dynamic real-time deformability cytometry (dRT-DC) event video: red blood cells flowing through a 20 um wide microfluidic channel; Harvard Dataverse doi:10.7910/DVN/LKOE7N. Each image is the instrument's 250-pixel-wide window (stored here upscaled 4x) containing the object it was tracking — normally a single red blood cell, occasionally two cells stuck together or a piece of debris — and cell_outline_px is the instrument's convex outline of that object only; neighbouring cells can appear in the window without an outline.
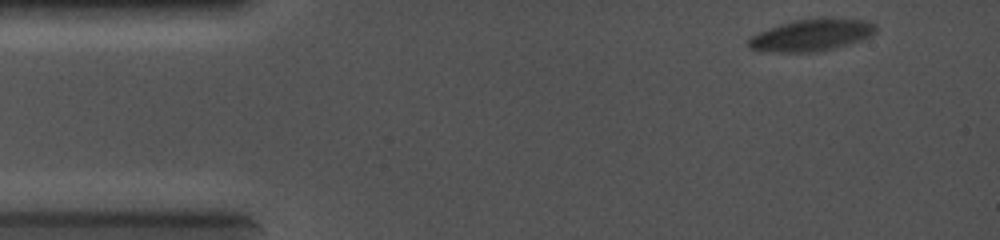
{"species": "common noctule bat (a hibernating species)", "species_latin": "Nyctalus noctula", "temperature_condition": "cold", "stored_images_in_passage": 35, "camera_frame_rate_fps": 5000, "um_per_image_px": 0.085, "animal": {"sex": "female", "body_mass_g": 19.0, "forearm_length_mm": 56.7}, "frame": {"image": 1, "passage_image": 1, "time_ms": 0.0, "image_size_px": [1000, 240], "cell_outline_px": [[876, 32], [860, 40], [848, 44], [820, 52], [760, 52], [748, 48], [748, 40], [752, 36], [760, 32], [780, 24], [796, 20], [824, 16], [832, 16], [864, 20], [876, 24]], "centroid_in_image_um": [68.99, 2.97], "position_along_channel_um": 16.0, "area_um2": 24.1}}
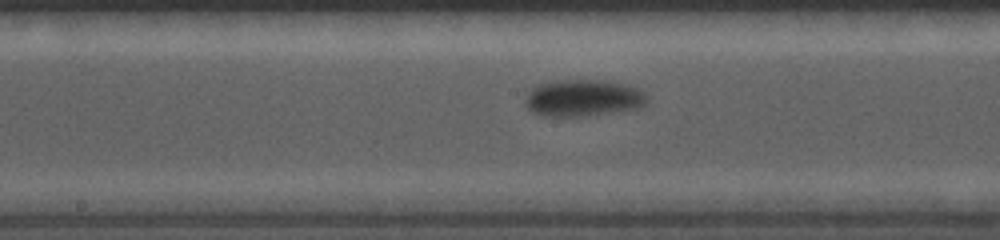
{"frame": {"image": 2, "passage_image": 17, "time_ms": 6.0, "image_size_px": [1000, 240], "cell_outline_px": [[648, 100], [640, 108], [584, 116], [540, 116], [532, 112], [524, 104], [524, 100], [528, 92], [532, 88], [540, 84], [556, 80], [600, 80], [624, 84], [636, 88], [644, 92], [648, 96]], "centroid_in_image_um": [49.54, 8.33], "position_along_channel_um": 198.7, "area_um2": 26.18}}
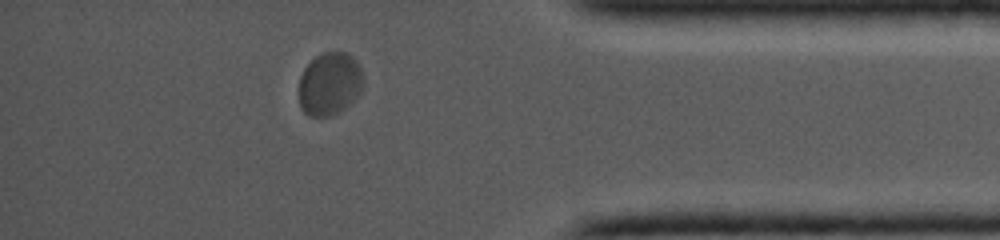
{"frame": {"image": 3, "passage_image": 30, "time_ms": 11.0, "image_size_px": [1000, 240], "cell_outline_px": [[364, 84], [360, 92], [344, 108], [332, 116], [308, 116], [300, 108], [300, 76], [304, 68], [320, 52], [348, 52], [356, 60], [360, 68], [364, 80]], "centroid_in_image_um": [28.02, 7.11], "position_along_channel_um": 407.2, "area_um2": 23.64}}